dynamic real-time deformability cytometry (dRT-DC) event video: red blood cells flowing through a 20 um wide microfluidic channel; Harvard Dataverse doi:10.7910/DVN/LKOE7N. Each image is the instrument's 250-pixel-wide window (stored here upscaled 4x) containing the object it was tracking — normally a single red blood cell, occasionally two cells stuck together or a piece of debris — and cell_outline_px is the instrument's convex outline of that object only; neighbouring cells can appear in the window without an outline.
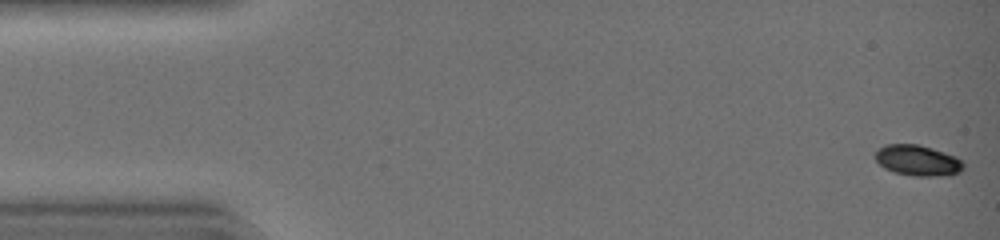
{"species": "common noctule bat (a hibernating species)", "species_latin": "Nyctalus noctula", "temperature_condition": "warm", "stored_images_in_passage": 43, "camera_frame_rate_fps": 3000, "um_per_image_px": 0.085, "animal": {"sex": "female", "body_mass_g": 19.0, "forearm_length_mm": 51.5}, "frame": {"image": 1, "passage_image": 1, "time_ms": 0.0, "image_size_px": [1000, 240], "cell_outline_px": [[964, 168], [960, 172], [948, 176], [912, 176], [896, 172], [884, 168], [876, 160], [876, 152], [880, 148], [888, 144], [916, 144], [956, 156], [964, 164]], "centroid_in_image_um": [78.04, 13.66], "position_along_channel_um": 7.0, "area_um2": 15.61}}
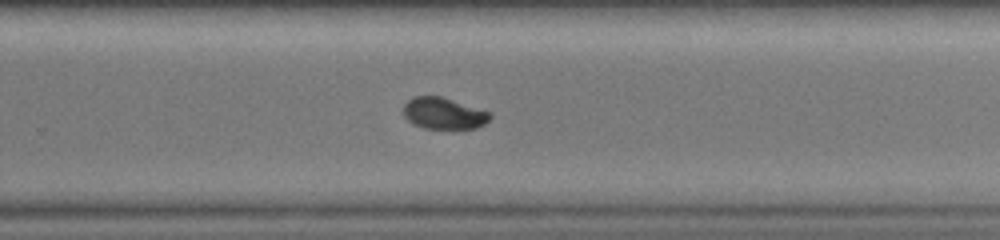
{"frame": {"image": 2, "passage_image": 29, "time_ms": 9.333, "image_size_px": [1000, 240], "cell_outline_px": [[492, 116], [484, 124], [476, 128], [424, 128], [412, 124], [404, 116], [404, 104], [412, 96], [440, 96], [488, 112]], "centroid_in_image_um": [37.66, 9.64], "position_along_channel_um": 292.1, "area_um2": 15.61}}
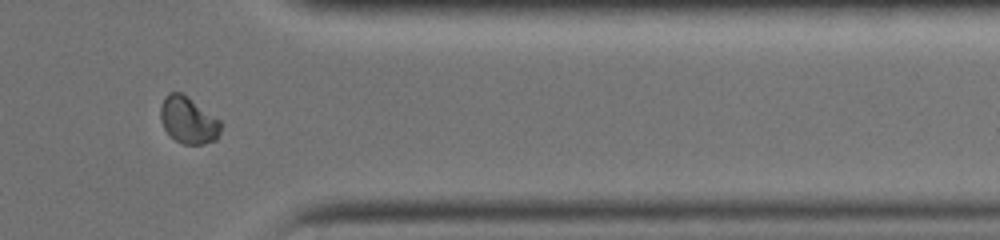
{"frame": {"image": 3, "passage_image": 36, "time_ms": 11.667, "image_size_px": [1000, 240], "cell_outline_px": [[220, 132], [216, 140], [204, 144], [184, 144], [176, 140], [164, 128], [160, 120], [160, 104], [164, 96], [168, 92], [180, 92], [220, 120]], "centroid_in_image_um": [15.97, 10.21], "position_along_channel_um": 395.4, "area_um2": 16.24}, "authors_computed_cell_mechanics": {"area_um2": 16.7042, "velocity_mm_per_s": 4.5024, "shape_relaxation_time_tau1_ms": 5.5809, "shape_relaxation_time_tau2_ms": null, "deformation_change_tau1": 0.1635, "deformation_change_tau2": null}}